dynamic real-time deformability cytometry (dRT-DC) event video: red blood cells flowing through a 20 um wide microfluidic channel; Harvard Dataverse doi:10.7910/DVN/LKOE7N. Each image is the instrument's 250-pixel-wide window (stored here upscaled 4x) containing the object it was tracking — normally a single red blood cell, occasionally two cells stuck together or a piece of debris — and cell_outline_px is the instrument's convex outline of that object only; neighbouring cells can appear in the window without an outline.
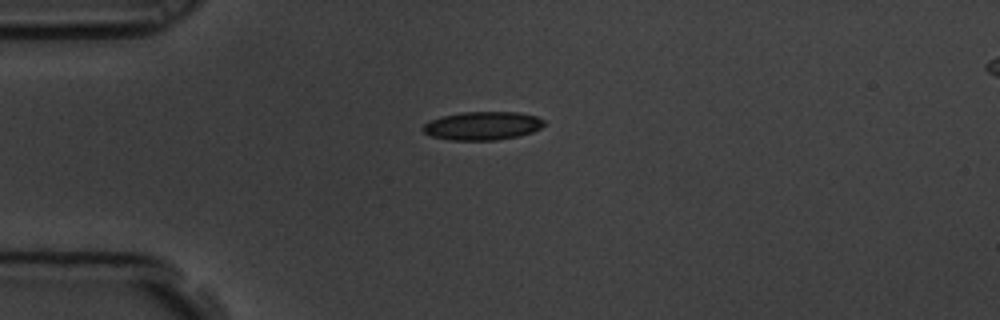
{"species": "common noctule bat (a hibernating species)", "species_latin": "Nyctalus noctula", "temperature_condition": "room temperature", "stored_images_in_passage": 1, "camera_frame_rate_fps": 3000, "um_per_image_px": 0.085, "animal": {"sex": "male", "body_mass_g": 19.5, "forearm_length_mm": 54.6}, "frame": {"image": 1, "passage_image": 1, "time_ms": 0.0, "image_size_px": [1000, 320], "cell_outline_px": [[544, 124], [540, 128], [532, 132], [516, 136], [496, 140], [452, 140], [432, 136], [424, 132], [420, 128], [424, 124], [432, 120], [444, 116], [464, 112], [516, 112], [536, 116], [544, 120]], "centroid_in_image_um": [41.01, 10.69], "position_along_channel_um": 44.0, "area_um2": 19.77}}